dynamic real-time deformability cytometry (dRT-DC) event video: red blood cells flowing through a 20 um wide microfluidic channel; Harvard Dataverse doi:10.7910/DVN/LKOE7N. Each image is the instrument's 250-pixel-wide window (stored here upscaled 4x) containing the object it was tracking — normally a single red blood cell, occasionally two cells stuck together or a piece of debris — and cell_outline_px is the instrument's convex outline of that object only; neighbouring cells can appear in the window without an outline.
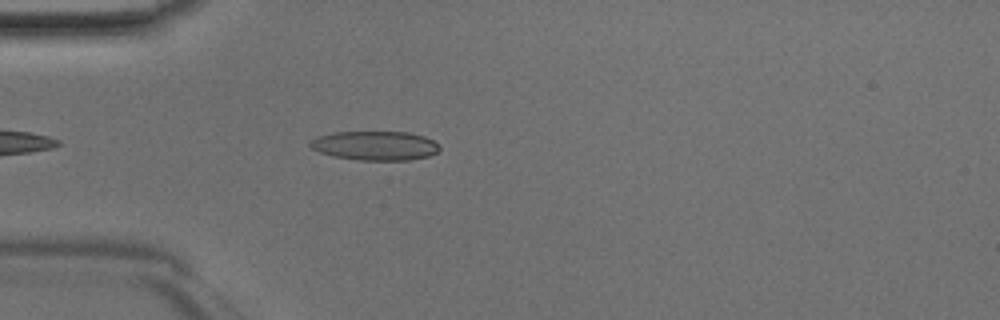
{"species": "Egyptian fruit bat (a non-hibernating species)", "species_latin": "Rousettus aegyptiacus", "temperature_condition": "room temperature", "stored_images_in_passage": 37, "camera_frame_rate_fps": 3000, "um_per_image_px": 0.085, "animal": {"sex": "male"}, "frame": {"image": 1, "passage_image": 4, "time_ms": 1.0, "image_size_px": [1000, 320], "cell_outline_px": [[440, 148], [436, 152], [428, 156], [408, 160], [360, 160], [332, 156], [320, 152], [312, 148], [308, 144], [316, 136], [332, 132], [408, 132], [424, 136], [432, 140]], "centroid_in_image_um": [31.85, 12.37], "position_along_channel_um": 53.2, "area_um2": 21.91}}
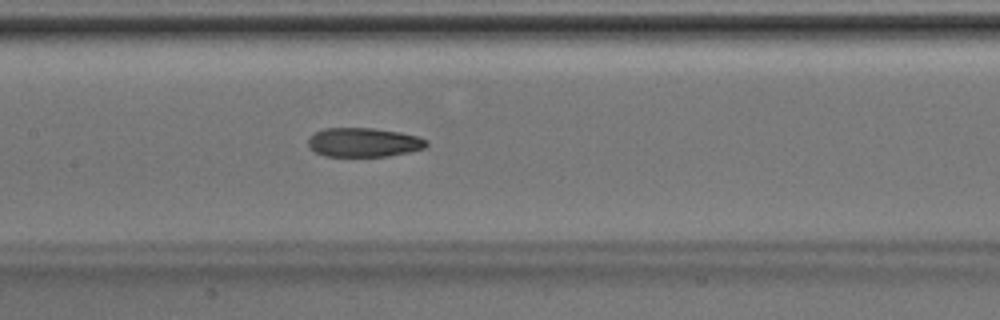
{"frame": {"image": 2, "passage_image": 13, "time_ms": 4.0, "image_size_px": [1000, 320], "cell_outline_px": [[428, 144], [424, 148], [408, 152], [388, 156], [324, 156], [308, 148], [308, 140], [316, 132], [324, 128], [372, 128], [400, 132], [416, 136], [428, 140]], "centroid_in_image_um": [30.91, 12.1], "position_along_channel_um": 176.5, "area_um2": 20.0}}
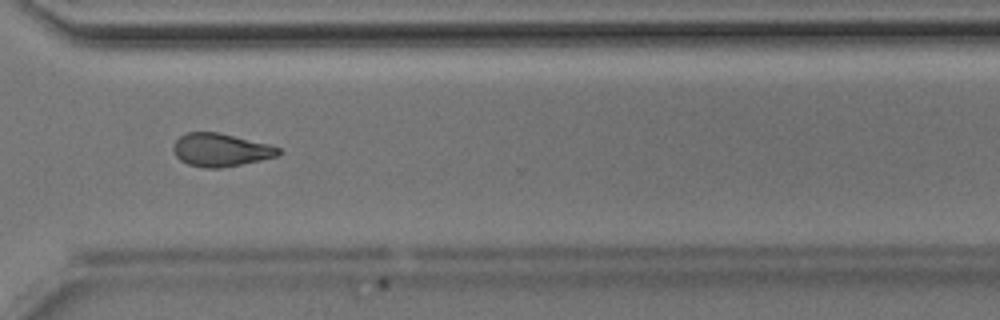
{"frame": {"image": 3, "passage_image": 25, "time_ms": 8.0, "image_size_px": [1000, 320], "cell_outline_px": [[280, 152], [276, 156], [260, 160], [220, 168], [204, 168], [188, 164], [180, 160], [176, 156], [172, 148], [176, 140], [180, 136], [188, 132], [220, 132], [268, 144], [280, 148]], "centroid_in_image_um": [18.72, 12.74], "position_along_channel_um": 351.9, "area_um2": 20.11}}